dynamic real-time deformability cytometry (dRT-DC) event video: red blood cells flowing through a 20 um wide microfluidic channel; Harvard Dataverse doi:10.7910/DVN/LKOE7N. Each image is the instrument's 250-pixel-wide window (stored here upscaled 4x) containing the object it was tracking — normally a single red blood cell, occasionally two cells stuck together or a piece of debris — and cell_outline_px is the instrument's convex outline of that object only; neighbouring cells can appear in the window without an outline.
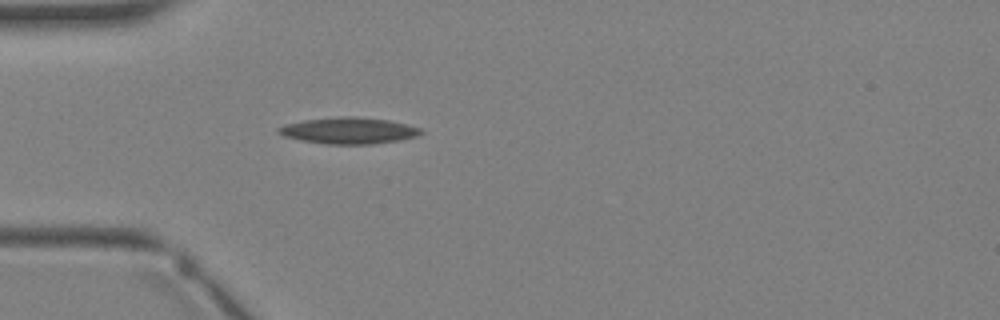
{"species": "Egyptian fruit bat (a non-hibernating species)", "species_latin": "Rousettus aegyptiacus", "temperature_condition": "warm", "stored_images_in_passage": 3, "camera_frame_rate_fps": 3000, "um_per_image_px": 0.085, "animal": {"sex": "female"}, "frame": {"image": 1, "passage_image": 3, "time_ms": 3.333, "image_size_px": [1000, 320], "cell_outline_px": [[424, 132], [420, 136], [400, 140], [372, 144], [324, 144], [300, 140], [284, 136], [276, 132], [276, 128], [284, 124], [304, 120], [340, 116], [356, 116], [388, 120], [408, 124], [424, 128]], "centroid_in_image_um": [29.68, 11.1], "position_along_channel_um": 55.3, "area_um2": 22.31}}